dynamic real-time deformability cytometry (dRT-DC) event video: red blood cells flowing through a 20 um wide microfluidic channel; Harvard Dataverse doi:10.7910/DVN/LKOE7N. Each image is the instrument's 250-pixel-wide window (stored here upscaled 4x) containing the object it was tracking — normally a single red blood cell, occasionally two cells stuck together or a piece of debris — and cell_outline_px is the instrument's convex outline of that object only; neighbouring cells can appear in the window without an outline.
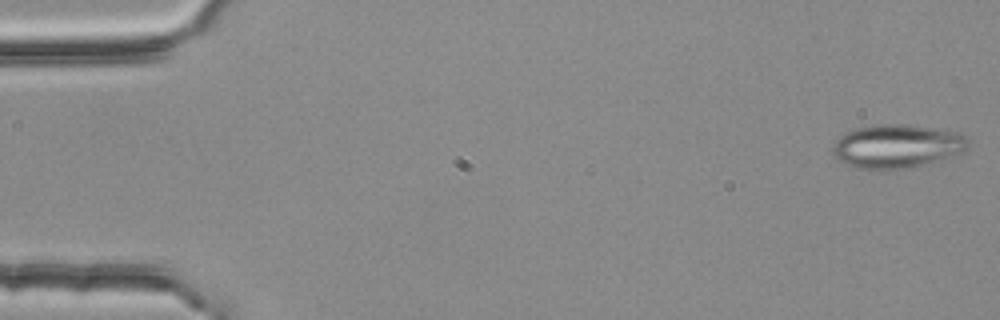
{"species": "common noctule bat (a hibernating species)", "species_latin": "Nyctalus noctula", "temperature_condition": "room temperature", "stored_images_in_passage": 3, "camera_frame_rate_fps": 3000, "um_per_image_px": 0.085, "animal": {"sex": "female", "body_mass_g": 25.1}, "frame": {"image": 1, "passage_image": 1, "time_ms": 0.0, "image_size_px": [1000, 320], "cell_outline_px": [[968, 144], [960, 152], [924, 164], [908, 168], [888, 172], [856, 168], [840, 160], [832, 152], [832, 144], [840, 136], [856, 128], [876, 124], [900, 124], [932, 128], [960, 132], [968, 140]], "centroid_in_image_um": [76.17, 12.45], "position_along_channel_um": 8.8, "area_um2": 34.33}}